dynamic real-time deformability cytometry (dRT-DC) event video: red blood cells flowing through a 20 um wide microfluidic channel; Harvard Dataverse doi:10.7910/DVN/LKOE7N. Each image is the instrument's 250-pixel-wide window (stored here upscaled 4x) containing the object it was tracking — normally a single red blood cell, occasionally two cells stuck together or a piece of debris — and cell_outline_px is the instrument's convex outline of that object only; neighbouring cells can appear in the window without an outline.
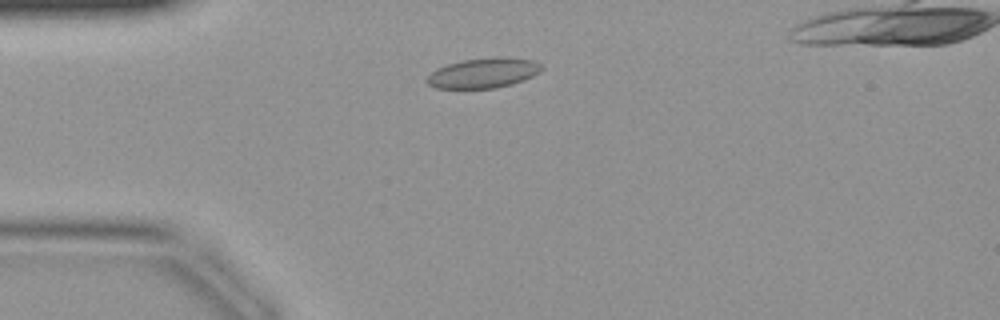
{"species": "common noctule bat (a hibernating species)", "species_latin": "Nyctalus noctula", "temperature_condition": "warm", "stored_images_in_passage": 38, "camera_frame_rate_fps": 3000, "um_per_image_px": 0.085, "animal": {"sex": "female", "body_mass_g": 19.9}, "frame": {"image": 1, "passage_image": 8, "time_ms": 2.333, "image_size_px": [1000, 320], "cell_outline_px": [[544, 68], [540, 72], [524, 80], [512, 84], [496, 88], [436, 88], [428, 84], [424, 80], [436, 68], [448, 64], [464, 60], [496, 56], [504, 56], [532, 60], [540, 64]], "centroid_in_image_um": [41.1, 6.2], "position_along_channel_um": 43.9, "area_um2": 20.17}}
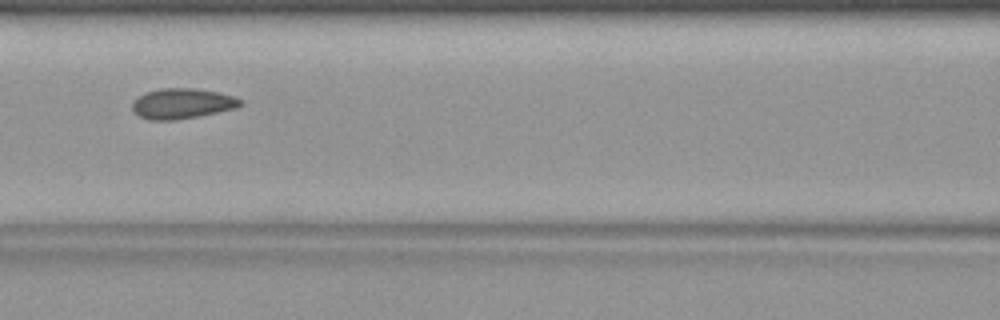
{"frame": {"image": 2, "passage_image": 16, "time_ms": 5.0, "image_size_px": [1000, 320], "cell_outline_px": [[244, 104], [236, 108], [176, 120], [148, 120], [140, 116], [132, 108], [132, 100], [144, 92], [160, 88], [196, 88], [216, 92], [232, 96], [244, 100]], "centroid_in_image_um": [15.46, 8.79], "position_along_channel_um": 151.1, "area_um2": 19.13}}
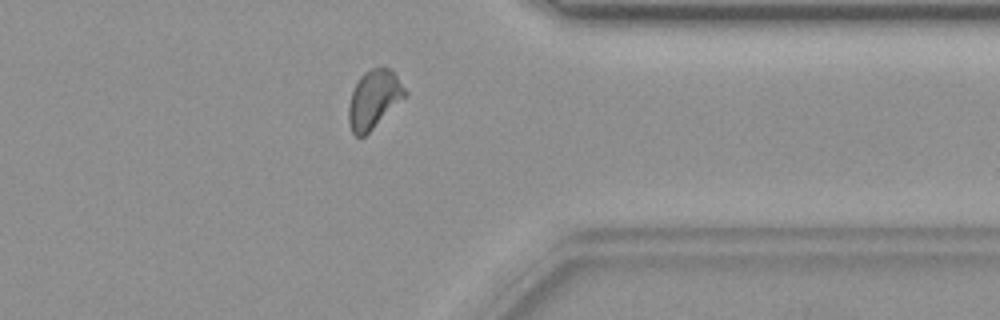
{"frame": {"image": 3, "passage_image": 31, "time_ms": 10.0, "image_size_px": [1000, 320], "cell_outline_px": [[408, 92], [364, 136], [356, 136], [352, 132], [348, 124], [348, 104], [352, 92], [360, 76], [364, 72], [372, 68], [392, 68]], "centroid_in_image_um": [31.75, 8.4], "position_along_channel_um": 379.7, "area_um2": 18.73}}